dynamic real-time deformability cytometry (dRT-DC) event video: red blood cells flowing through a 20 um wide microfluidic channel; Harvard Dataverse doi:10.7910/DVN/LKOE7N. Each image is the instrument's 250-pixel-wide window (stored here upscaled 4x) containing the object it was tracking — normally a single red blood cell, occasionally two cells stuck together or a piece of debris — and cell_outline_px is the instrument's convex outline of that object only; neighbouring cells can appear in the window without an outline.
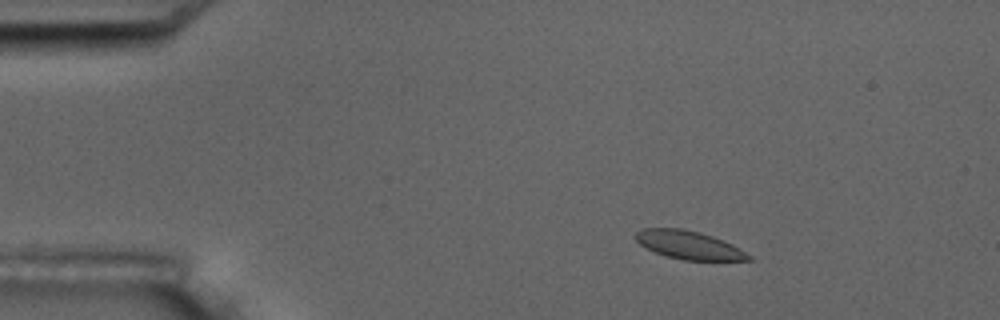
{"species": "common noctule bat (a hibernating species)", "species_latin": "Nyctalus noctula", "temperature_condition": "room temperature", "stored_images_in_passage": 5, "camera_frame_rate_fps": 3000, "um_per_image_px": 0.085, "animal": {"sex": "male", "body_mass_g": 17.5, "forearm_length_mm": 52.3}, "frame": {"image": 1, "passage_image": 3, "time_ms": 2.333, "image_size_px": [1000, 320], "cell_outline_px": [[756, 260], [684, 260], [664, 256], [640, 244], [636, 240], [636, 232], [644, 228], [684, 228], [700, 232], [712, 236], [732, 244], [752, 256]], "centroid_in_image_um": [58.58, 20.83], "position_along_channel_um": 26.4, "area_um2": 18.55}}